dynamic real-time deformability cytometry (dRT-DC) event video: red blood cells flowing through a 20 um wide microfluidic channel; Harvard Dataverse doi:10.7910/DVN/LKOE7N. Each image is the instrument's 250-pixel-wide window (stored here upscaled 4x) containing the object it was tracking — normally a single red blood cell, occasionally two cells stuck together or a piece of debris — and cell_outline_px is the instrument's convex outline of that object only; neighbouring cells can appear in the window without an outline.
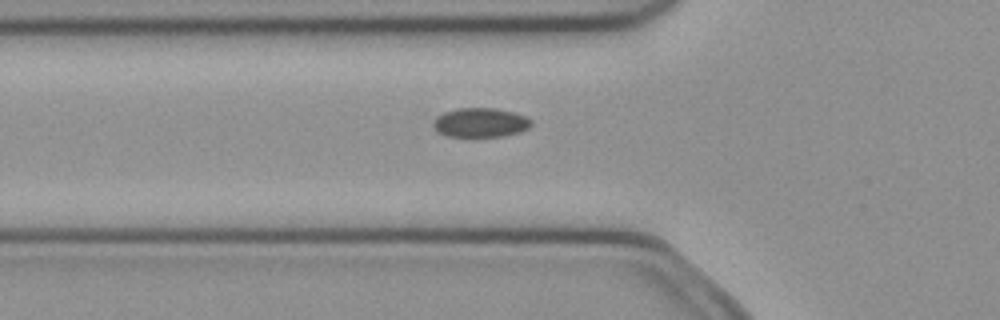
{"species": "common noctule bat (a hibernating species)", "species_latin": "Nyctalus noctula", "temperature_condition": "cold", "stored_images_in_passage": 33, "camera_frame_rate_fps": 3000, "um_per_image_px": 0.085, "animal": {"sex": "female", "body_mass_g": 21.9}, "frame": {"image": 1, "passage_image": 3, "time_ms": 0.667, "image_size_px": [1000, 320], "cell_outline_px": [[532, 124], [528, 128], [520, 132], [504, 136], [448, 136], [440, 132], [432, 124], [436, 116], [444, 112], [456, 108], [496, 108], [512, 112], [524, 116], [532, 120]], "centroid_in_image_um": [40.85, 10.41], "position_along_channel_um": 85.0, "area_um2": 16.59}}
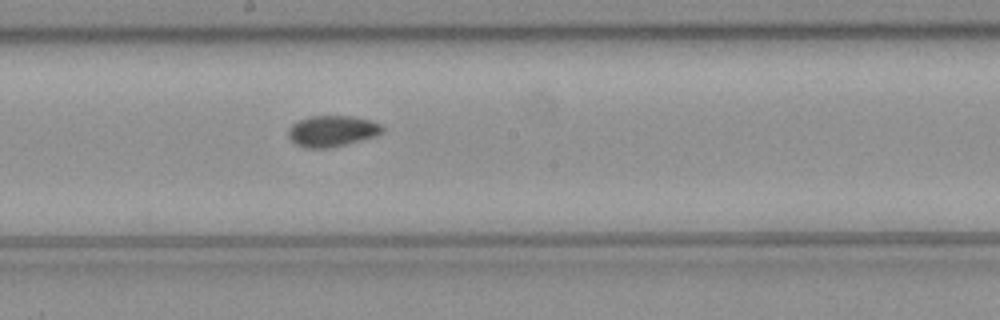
{"frame": {"image": 2, "passage_image": 13, "time_ms": 4.0, "image_size_px": [1000, 320], "cell_outline_px": [[384, 128], [376, 136], [328, 148], [304, 148], [296, 144], [288, 136], [288, 128], [292, 124], [300, 120], [312, 116], [348, 116], [372, 120], [380, 124]], "centroid_in_image_um": [28.21, 11.14], "position_along_channel_um": 220.0, "area_um2": 16.82}}
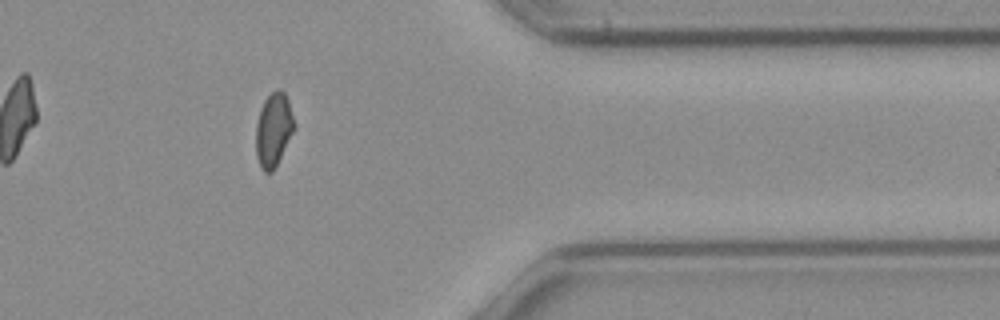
{"frame": {"image": 3, "passage_image": 27, "time_ms": 8.667, "image_size_px": [1000, 320], "cell_outline_px": [[296, 128], [272, 172], [264, 172], [260, 168], [256, 156], [256, 124], [260, 108], [264, 100], [276, 88], [280, 88], [284, 92], [288, 100]], "centroid_in_image_um": [23.24, 11.02], "position_along_channel_um": 388.2, "area_um2": 16.53}}